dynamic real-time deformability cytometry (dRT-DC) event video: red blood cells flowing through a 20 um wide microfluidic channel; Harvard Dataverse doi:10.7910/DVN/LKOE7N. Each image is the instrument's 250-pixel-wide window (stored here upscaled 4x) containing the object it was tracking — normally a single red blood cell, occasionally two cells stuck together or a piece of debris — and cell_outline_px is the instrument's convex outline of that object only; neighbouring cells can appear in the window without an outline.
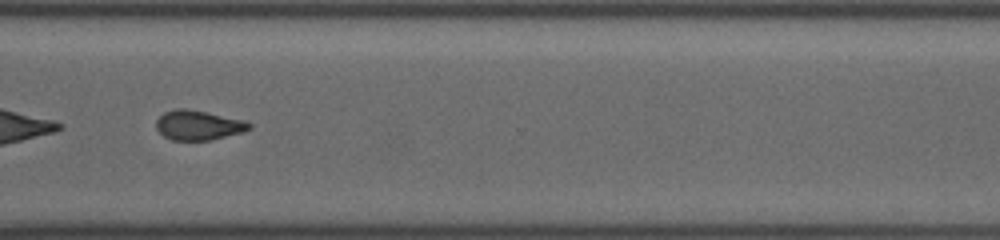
{"species": "common noctule bat (a hibernating species)", "species_latin": "Nyctalus noctula", "temperature_condition": "cold", "stored_images_in_passage": 38, "camera_frame_rate_fps": 3000, "um_per_image_px": 0.085, "animal": {"sex": "female", "body_mass_g": 19.5, "forearm_length_mm": 54.1}, "frame": {"image": 1, "passage_image": 27, "time_ms": 11.333, "image_size_px": [1000, 240], "cell_outline_px": [[252, 128], [244, 132], [212, 140], [172, 140], [164, 136], [156, 128], [156, 120], [164, 112], [176, 108], [184, 108], [244, 120], [252, 124]], "centroid_in_image_um": [16.87, 10.65], "position_along_channel_um": 353.7, "area_um2": 16.07}}
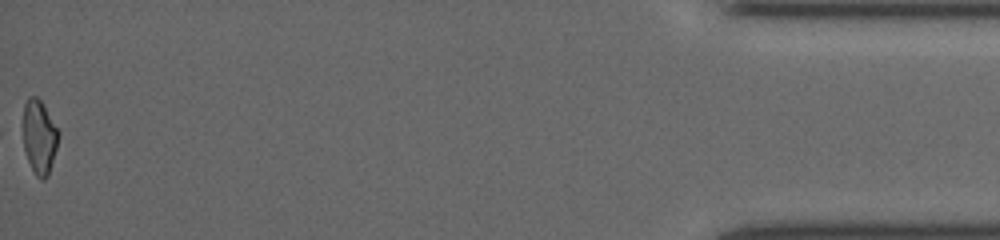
{"frame": {"image": 2, "passage_image": 38, "time_ms": 15.333, "image_size_px": [1000, 240], "cell_outline_px": [[60, 132], [56, 148], [48, 176], [44, 180], [40, 180], [36, 176], [28, 160], [24, 148], [24, 104], [28, 96], [36, 96], [40, 100]], "centroid_in_image_um": [3.35, 11.65], "position_along_channel_um": 431.9, "area_um2": 15.03}}